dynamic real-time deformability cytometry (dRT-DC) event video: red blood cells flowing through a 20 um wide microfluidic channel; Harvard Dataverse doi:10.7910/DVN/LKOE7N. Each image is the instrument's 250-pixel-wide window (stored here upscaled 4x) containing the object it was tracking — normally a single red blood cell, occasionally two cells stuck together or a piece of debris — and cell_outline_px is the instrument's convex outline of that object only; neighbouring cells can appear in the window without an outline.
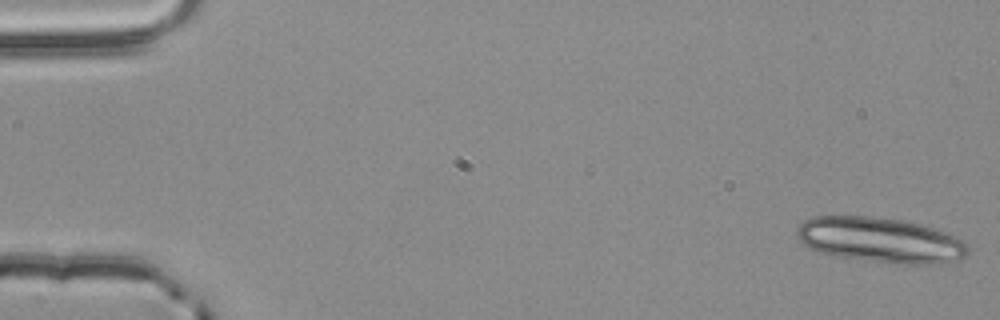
{"species": "common noctule bat (a hibernating species)", "species_latin": "Nyctalus noctula", "temperature_condition": "room temperature", "stored_images_in_passage": 22, "camera_frame_rate_fps": 3000, "um_per_image_px": 0.085, "animal": {"sex": "male", "body_mass_g": 20.4}, "frame": {"image": 1, "passage_image": 1, "time_ms": 0.0, "image_size_px": [1000, 320], "cell_outline_px": [[968, 252], [960, 260], [936, 264], [892, 264], [832, 256], [808, 248], [800, 244], [796, 236], [796, 228], [804, 220], [812, 216], [868, 216], [904, 220], [920, 224], [944, 232], [964, 240], [968, 244]], "centroid_in_image_um": [74.79, 20.42], "position_along_channel_um": 10.2, "area_um2": 45.78}}